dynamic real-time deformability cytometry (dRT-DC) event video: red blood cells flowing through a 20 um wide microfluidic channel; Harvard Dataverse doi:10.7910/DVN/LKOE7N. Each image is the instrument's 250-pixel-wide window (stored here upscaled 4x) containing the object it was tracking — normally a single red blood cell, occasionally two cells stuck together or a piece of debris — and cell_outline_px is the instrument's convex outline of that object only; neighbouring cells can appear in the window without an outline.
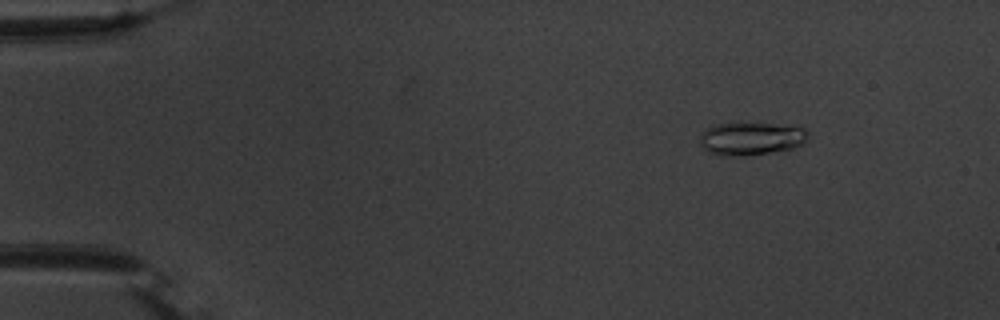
{"species": "common noctule bat (a hibernating species)", "species_latin": "Nyctalus noctula", "temperature_condition": "warm", "stored_images_in_passage": 34, "segment_of_instrument_passage": [1, 2], "camera_frame_rate_fps": 3000, "um_per_image_px": 0.085, "animal": {"sex": "male", "body_mass_g": 20.1, "forearm_length_mm": 53.5}, "frame": {"image": 1, "passage_image": 8, "time_ms": 2.333, "image_size_px": [1000, 320], "cell_outline_px": [[808, 136], [804, 144], [792, 148], [768, 152], [736, 156], [708, 152], [700, 144], [700, 132], [704, 128], [712, 124], [772, 124], [804, 128], [808, 132]], "centroid_in_image_um": [63.81, 11.77], "position_along_channel_um": 21.2, "area_um2": 20.35}}
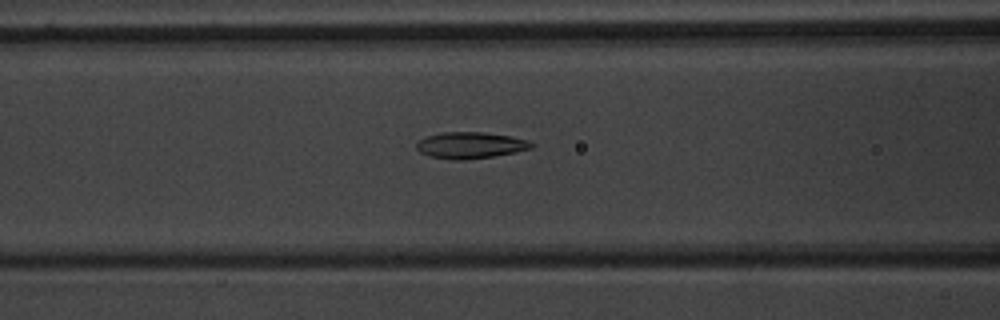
{"frame": {"image": 2, "passage_image": 24, "time_ms": 7.667, "image_size_px": [1000, 320], "cell_outline_px": [[536, 144], [532, 148], [516, 152], [492, 156], [464, 160], [456, 160], [428, 156], [420, 152], [416, 148], [416, 144], [420, 140], [428, 136], [444, 132], [480, 132], [512, 136], [528, 140]], "centroid_in_image_um": [40.01, 12.35], "position_along_channel_um": 126.6, "area_um2": 17.63}}
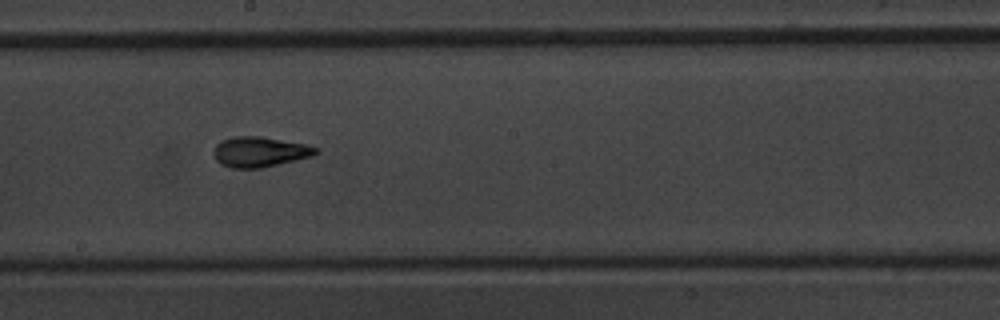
{"frame": {"image": 3, "passage_image": 32, "time_ms": 10.333, "image_size_px": [1000, 320], "cell_outline_px": [[320, 152], [312, 156], [296, 160], [260, 168], [232, 168], [220, 164], [216, 160], [212, 152], [216, 144], [220, 140], [232, 136], [260, 136], [308, 144], [320, 148]], "centroid_in_image_um": [22.08, 12.89], "position_along_channel_um": 226.1, "area_um2": 18.32}}